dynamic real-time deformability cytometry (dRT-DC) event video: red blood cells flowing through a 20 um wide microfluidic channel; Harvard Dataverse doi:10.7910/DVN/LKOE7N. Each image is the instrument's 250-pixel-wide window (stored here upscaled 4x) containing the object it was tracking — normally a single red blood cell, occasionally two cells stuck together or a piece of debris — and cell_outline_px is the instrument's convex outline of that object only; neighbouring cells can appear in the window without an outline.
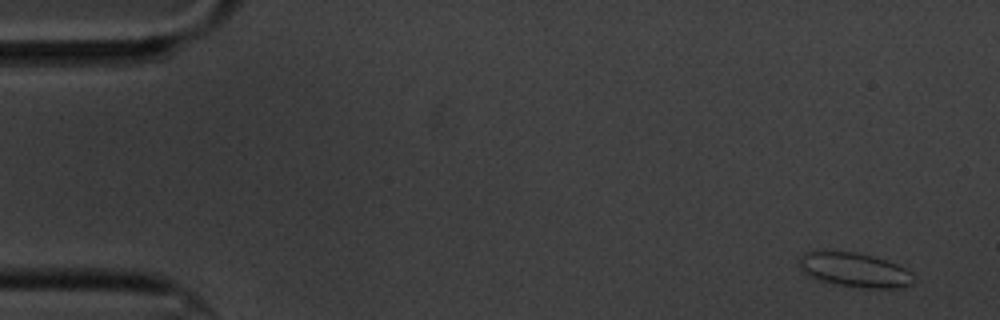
{"species": "common noctule bat (a hibernating species)", "species_latin": "Nyctalus noctula", "temperature_condition": "cold", "stored_images_in_passage": 6, "camera_frame_rate_fps": 3000, "um_per_image_px": 0.085, "animal": {"sex": "male", "body_mass_g": 20.1, "forearm_length_mm": 53.5}, "frame": {"image": 1, "passage_image": 1, "time_ms": 0.0, "image_size_px": [1000, 320], "cell_outline_px": [[916, 280], [912, 284], [900, 288], [868, 288], [840, 284], [820, 280], [808, 276], [796, 264], [800, 256], [804, 252], [856, 252], [872, 256], [896, 264], [912, 272]], "centroid_in_image_um": [72.65, 22.95], "position_along_channel_um": 12.3, "area_um2": 22.72}}